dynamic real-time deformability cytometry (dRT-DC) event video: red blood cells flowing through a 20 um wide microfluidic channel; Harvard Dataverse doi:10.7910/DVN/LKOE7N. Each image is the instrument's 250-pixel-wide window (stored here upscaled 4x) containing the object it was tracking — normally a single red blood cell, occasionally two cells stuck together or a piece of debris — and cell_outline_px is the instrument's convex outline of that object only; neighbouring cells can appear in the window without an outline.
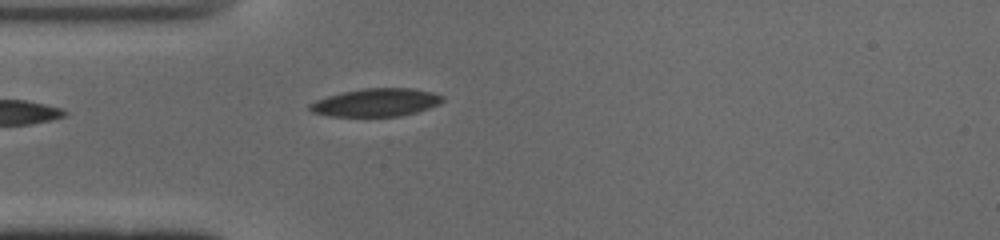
{"species": "common noctule bat (a hibernating species)", "species_latin": "Nyctalus noctula", "temperature_condition": "cold", "stored_images_in_passage": 23, "camera_frame_rate_fps": 3000, "um_per_image_px": 0.085, "animal": {"sex": "male", "body_mass_g": 19.0, "forearm_length_mm": 50.8}, "frame": {"image": 1, "passage_image": 1, "time_ms": 0.0, "image_size_px": [1000, 240], "cell_outline_px": [[444, 100], [440, 104], [416, 112], [400, 116], [328, 116], [312, 112], [308, 108], [308, 104], [316, 100], [328, 96], [344, 92], [364, 88], [412, 88], [432, 92], [444, 96]], "centroid_in_image_um": [31.97, 8.71], "position_along_channel_um": 53.0, "area_um2": 21.62}}
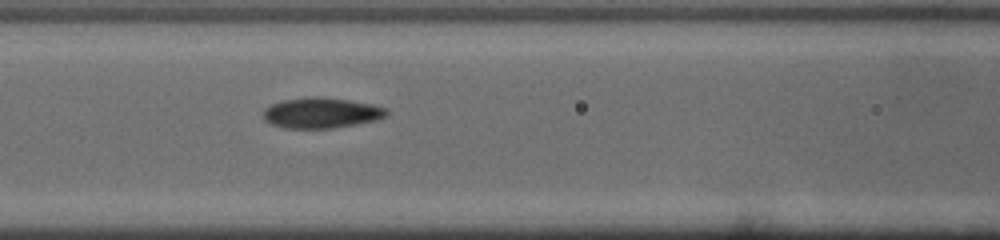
{"frame": {"image": 2, "passage_image": 8, "time_ms": 2.333, "image_size_px": [1000, 240], "cell_outline_px": [[388, 112], [384, 116], [376, 120], [356, 124], [332, 128], [284, 128], [272, 124], [264, 120], [264, 108], [272, 104], [284, 100], [304, 96], [324, 96], [372, 104], [388, 108]], "centroid_in_image_um": [27.3, 9.58], "position_along_channel_um": 139.3, "area_um2": 22.02}}
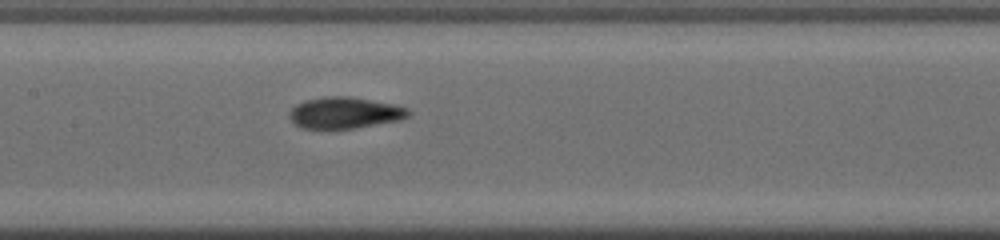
{"frame": {"image": 3, "passage_image": 11, "time_ms": 3.333, "image_size_px": [1000, 240], "cell_outline_px": [[412, 112], [408, 116], [400, 120], [352, 128], [300, 128], [288, 116], [288, 112], [296, 104], [308, 100], [328, 96], [348, 96], [392, 104], [408, 108]], "centroid_in_image_um": [29.3, 9.58], "position_along_channel_um": 178.1, "area_um2": 21.44}}